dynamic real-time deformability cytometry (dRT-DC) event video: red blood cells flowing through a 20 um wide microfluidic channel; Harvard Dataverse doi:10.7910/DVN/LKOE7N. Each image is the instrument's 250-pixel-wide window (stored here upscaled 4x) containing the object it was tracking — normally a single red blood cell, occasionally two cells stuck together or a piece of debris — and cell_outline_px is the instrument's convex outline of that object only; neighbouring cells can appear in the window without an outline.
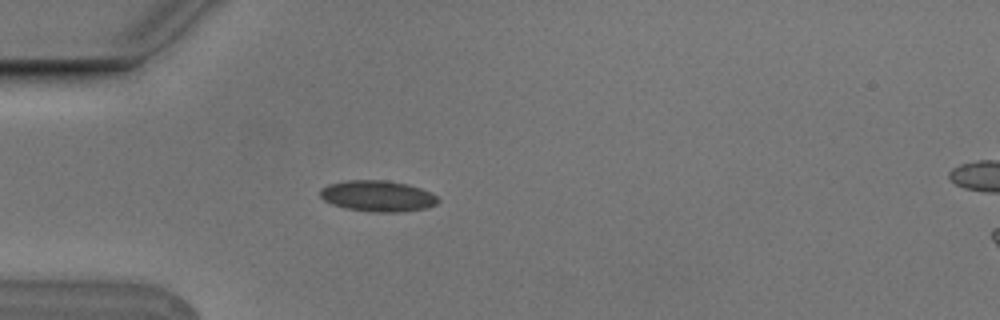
{"species": "Egyptian fruit bat (a non-hibernating species)", "species_latin": "Rousettus aegyptiacus", "temperature_condition": "cold", "stored_images_in_passage": 4, "camera_frame_rate_fps": 3000, "um_per_image_px": 0.085, "animal": {"sex": "male"}, "frame": {"image": 1, "passage_image": 4, "time_ms": 1.0, "image_size_px": [1000, 320], "cell_outline_px": [[440, 200], [436, 204], [428, 208], [400, 212], [368, 212], [344, 208], [332, 204], [324, 200], [320, 196], [320, 188], [328, 184], [348, 180], [388, 180], [408, 184], [420, 188], [436, 196]], "centroid_in_image_um": [32.08, 16.67], "position_along_channel_um": 52.9, "area_um2": 21.5}}